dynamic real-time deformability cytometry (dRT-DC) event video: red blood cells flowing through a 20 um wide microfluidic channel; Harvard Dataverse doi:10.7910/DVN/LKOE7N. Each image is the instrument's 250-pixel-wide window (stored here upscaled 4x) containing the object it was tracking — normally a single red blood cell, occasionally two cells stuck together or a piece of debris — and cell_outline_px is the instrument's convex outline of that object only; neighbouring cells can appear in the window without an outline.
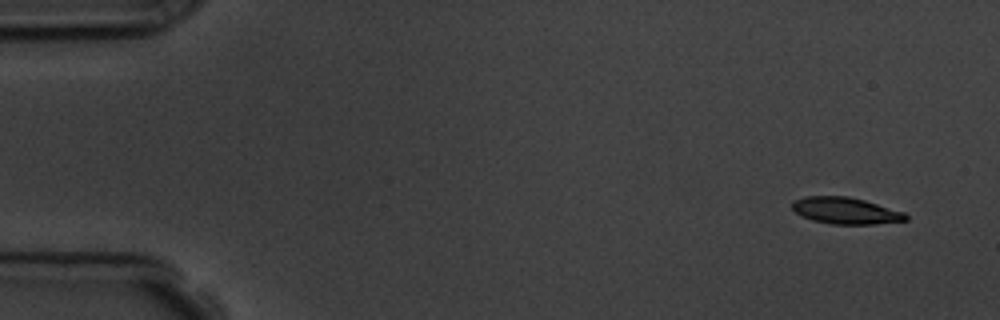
{"species": "common noctule bat (a hibernating species)", "species_latin": "Nyctalus noctula", "temperature_condition": "room temperature", "stored_images_in_passage": 4, "camera_frame_rate_fps": 3000, "um_per_image_px": 0.085, "animal": {"sex": "male", "body_mass_g": 19.5, "forearm_length_mm": 54.6}, "frame": {"image": 1, "passage_image": 1, "time_ms": 0.0, "image_size_px": [1000, 320], "cell_outline_px": [[908, 220], [876, 224], [832, 224], [812, 220], [800, 216], [792, 208], [792, 200], [804, 196], [848, 196], [864, 200], [904, 212], [908, 216]], "centroid_in_image_um": [71.85, 17.9], "position_along_channel_um": 13.2, "area_um2": 17.69}}
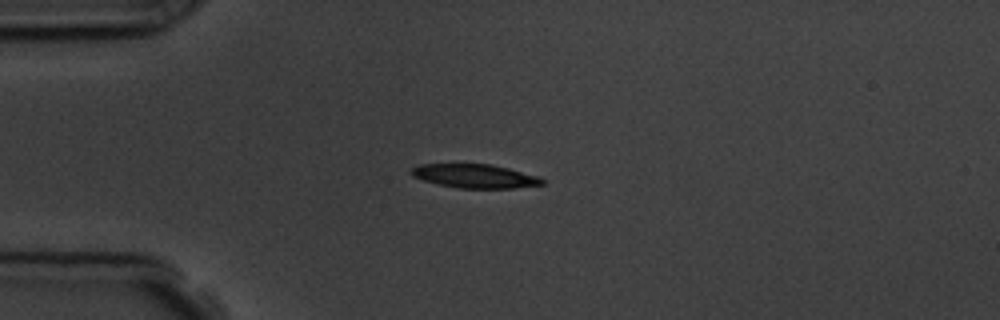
{"frame": {"image": 2, "passage_image": 4, "time_ms": 3.667, "image_size_px": [1000, 320], "cell_outline_px": [[544, 184], [512, 188], [460, 188], [440, 184], [424, 180], [412, 176], [412, 168], [420, 164], [492, 164], [540, 176], [544, 180]], "centroid_in_image_um": [40.41, 14.96], "position_along_channel_um": 44.6, "area_um2": 17.98}}